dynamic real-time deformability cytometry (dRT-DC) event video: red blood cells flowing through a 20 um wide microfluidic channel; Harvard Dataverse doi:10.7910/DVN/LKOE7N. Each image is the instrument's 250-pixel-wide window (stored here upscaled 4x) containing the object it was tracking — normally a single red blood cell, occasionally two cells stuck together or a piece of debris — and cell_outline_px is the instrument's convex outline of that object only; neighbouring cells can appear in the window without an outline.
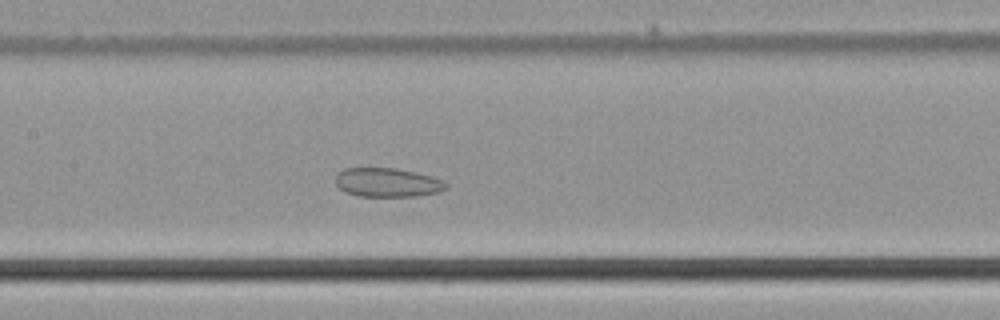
{"species": "common noctule bat (a hibernating species)", "species_latin": "Nyctalus noctula", "temperature_condition": "cold", "stored_images_in_passage": 45, "camera_frame_rate_fps": 3000, "um_per_image_px": 0.085, "animal": {"sex": "male", "body_mass_g": 21.5, "forearm_length_mm": 52.0}, "frame": {"image": 1, "passage_image": 19, "time_ms": 6.0, "image_size_px": [1000, 320], "cell_outline_px": [[448, 188], [436, 192], [416, 196], [356, 196], [344, 192], [336, 184], [336, 176], [344, 168], [396, 168], [416, 172], [432, 176], [444, 180], [448, 184]], "centroid_in_image_um": [32.94, 15.51], "position_along_channel_um": 174.5, "area_um2": 18.73}}
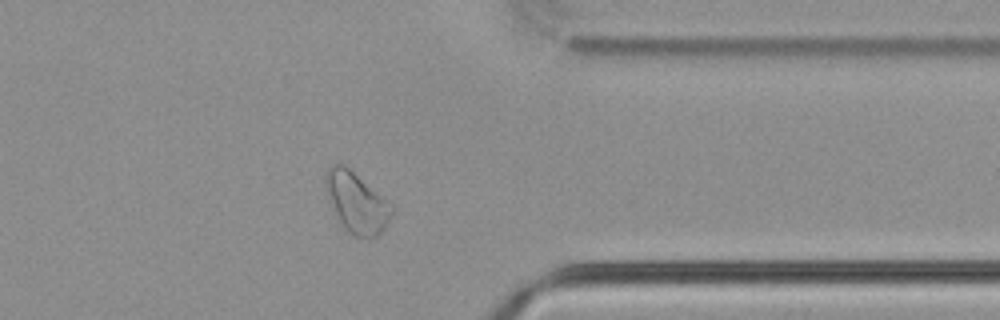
{"frame": {"image": 2, "passage_image": 35, "time_ms": 11.333, "image_size_px": [1000, 320], "cell_outline_px": [[392, 212], [384, 228], [376, 236], [356, 236], [348, 232], [344, 228], [332, 212], [324, 188], [324, 176], [328, 168], [332, 164], [344, 164], [380, 196], [392, 208]], "centroid_in_image_um": [30.19, 17.2], "position_along_channel_um": 381.2, "area_um2": 22.72}}
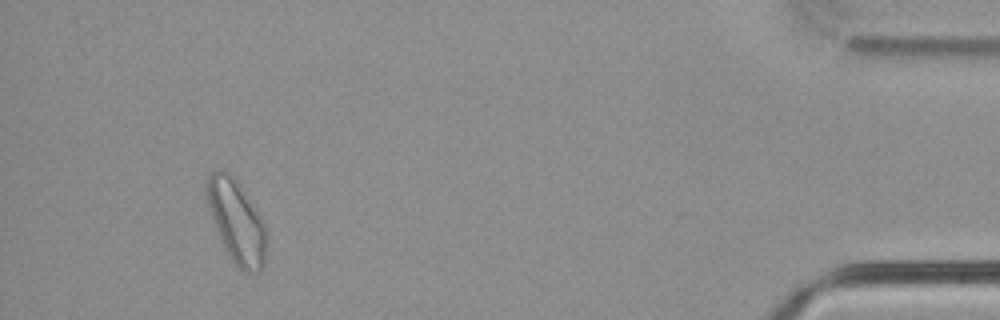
{"frame": {"image": 3, "passage_image": 42, "time_ms": 13.667, "image_size_px": [1000, 320], "cell_outline_px": [[264, 264], [260, 272], [244, 272], [228, 256], [220, 240], [204, 192], [208, 176], [216, 168], [228, 172], [236, 180], [260, 216], [264, 224]], "centroid_in_image_um": [20.06, 18.81], "position_along_channel_um": 415.1, "area_um2": 28.15}}